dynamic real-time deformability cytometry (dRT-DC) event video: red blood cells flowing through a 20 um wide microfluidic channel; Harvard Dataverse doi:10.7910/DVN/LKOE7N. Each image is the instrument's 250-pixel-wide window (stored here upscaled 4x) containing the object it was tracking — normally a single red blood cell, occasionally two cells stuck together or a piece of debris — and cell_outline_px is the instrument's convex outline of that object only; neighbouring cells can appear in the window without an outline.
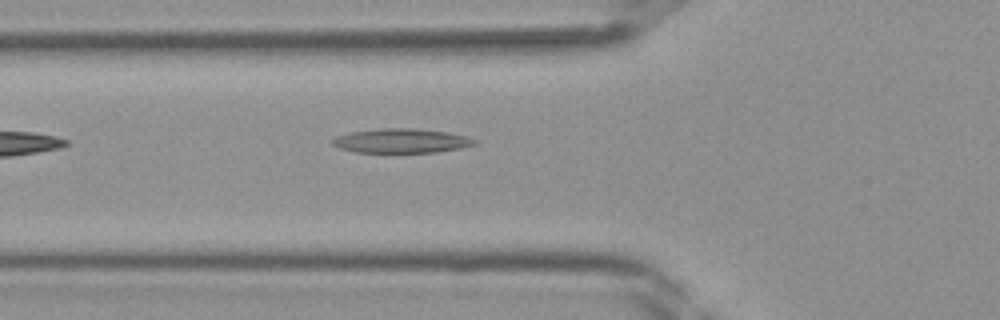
{"species": "Egyptian fruit bat (a non-hibernating species)", "species_latin": "Rousettus aegyptiacus", "temperature_condition": "room temperature", "stored_images_in_passage": 30, "camera_frame_rate_fps": 3000, "um_per_image_px": 0.085, "frame": {"image": 1, "passage_image": 4, "time_ms": 1.0, "image_size_px": [1000, 320], "cell_outline_px": [[476, 144], [460, 148], [436, 152], [356, 152], [340, 148], [332, 144], [332, 140], [336, 136], [352, 132], [380, 128], [416, 128], [448, 132], [468, 136], [476, 140]], "centroid_in_image_um": [34.14, 11.96], "position_along_channel_um": 91.7, "area_um2": 20.06}}
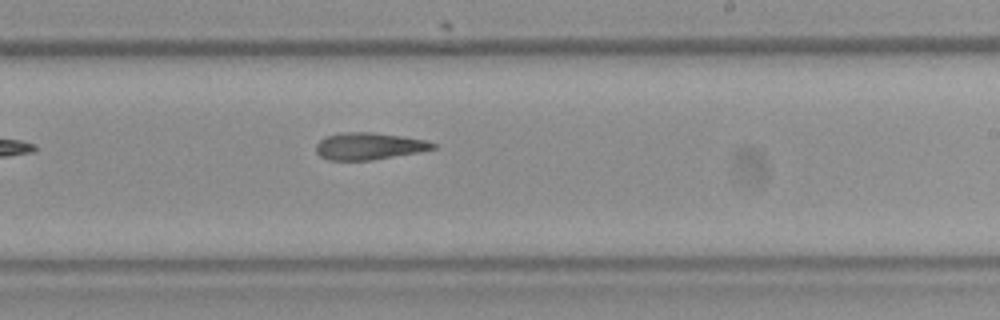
{"frame": {"image": 2, "passage_image": 14, "time_ms": 4.333, "image_size_px": [1000, 320], "cell_outline_px": [[436, 148], [420, 152], [372, 160], [328, 160], [320, 156], [316, 152], [316, 144], [324, 136], [340, 132], [376, 132], [428, 140], [436, 144]], "centroid_in_image_um": [31.36, 12.41], "position_along_channel_um": 257.6, "area_um2": 18.67}}
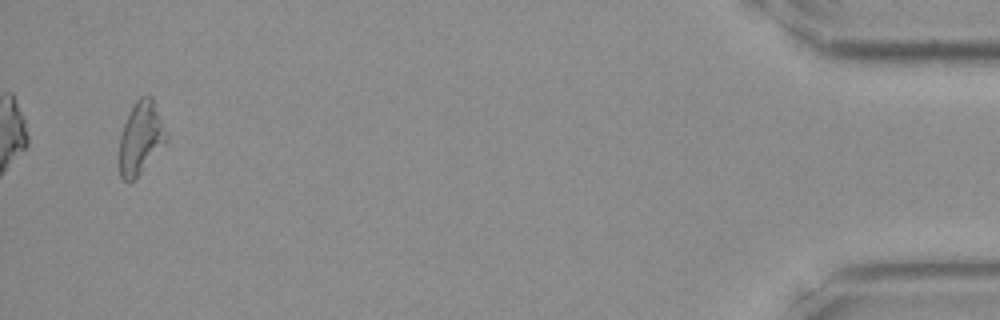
{"frame": {"image": 3, "passage_image": 29, "time_ms": 9.333, "image_size_px": [1000, 320], "cell_outline_px": [[168, 140], [136, 180], [128, 184], [120, 176], [120, 136], [128, 112], [136, 100], [140, 96], [152, 96], [168, 136]], "centroid_in_image_um": [11.96, 11.76], "position_along_channel_um": 423.2, "area_um2": 20.06}}